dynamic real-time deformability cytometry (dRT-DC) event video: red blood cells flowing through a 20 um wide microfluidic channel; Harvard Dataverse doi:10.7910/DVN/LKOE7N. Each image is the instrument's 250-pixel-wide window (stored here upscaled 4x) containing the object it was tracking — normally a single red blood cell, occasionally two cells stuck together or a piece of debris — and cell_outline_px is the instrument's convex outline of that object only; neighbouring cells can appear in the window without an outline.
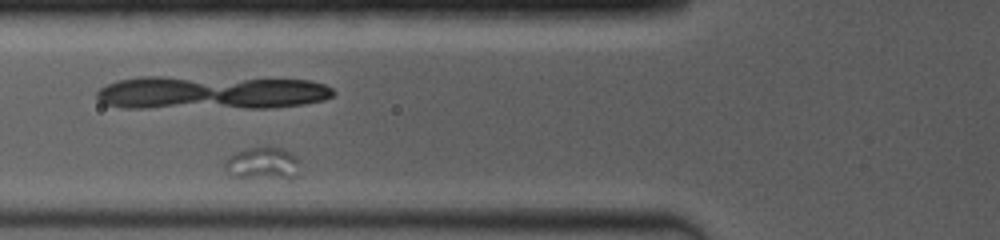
{"species": "common noctule bat (a hibernating species)", "species_latin": "Nyctalus noctula", "temperature_condition": "room temperature", "stored_images_in_passage": 17, "camera_frame_rate_fps": 4000, "um_per_image_px": 0.085, "animal": {"sex": "female", "body_mass_g": 19.0, "forearm_length_mm": 53.3}, "frame": {"image": 1, "passage_image": 3, "time_ms": 1.5, "image_size_px": [1000, 240], "cell_outline_px": [[300, 160], [296, 176], [288, 180], [232, 176], [228, 172], [224, 164], [228, 156], [236, 152], [252, 148], [280, 148], [292, 152]], "centroid_in_image_um": [22.38, 13.92], "position_along_channel_um": 103.4, "area_um2": 14.22}}
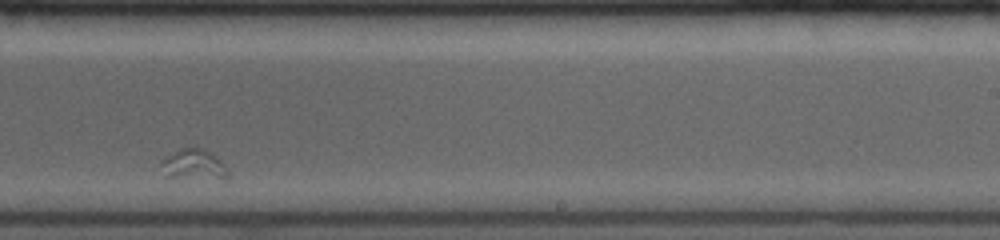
{"frame": {"image": 2, "passage_image": 11, "time_ms": 7.5, "image_size_px": [1000, 240], "cell_outline_px": [[232, 172], [228, 176], [172, 176], [160, 164], [160, 160], [172, 152], [180, 148], [204, 148], [220, 160]], "centroid_in_image_um": [16.49, 13.9], "position_along_channel_um": 272.5, "area_um2": 10.92}}
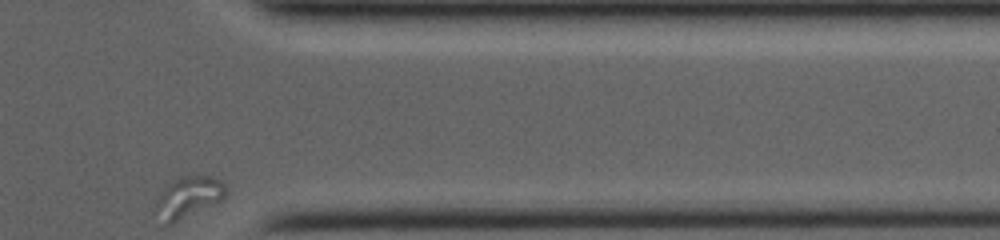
{"frame": {"image": 3, "passage_image": 17, "time_ms": 11.75, "image_size_px": [1000, 240], "cell_outline_px": [[228, 192], [224, 200], [172, 224], [164, 224], [156, 204], [164, 192], [180, 176], [208, 176], [220, 180], [228, 188]], "centroid_in_image_um": [16.15, 16.77], "position_along_channel_um": 395.2, "area_um2": 16.24}}